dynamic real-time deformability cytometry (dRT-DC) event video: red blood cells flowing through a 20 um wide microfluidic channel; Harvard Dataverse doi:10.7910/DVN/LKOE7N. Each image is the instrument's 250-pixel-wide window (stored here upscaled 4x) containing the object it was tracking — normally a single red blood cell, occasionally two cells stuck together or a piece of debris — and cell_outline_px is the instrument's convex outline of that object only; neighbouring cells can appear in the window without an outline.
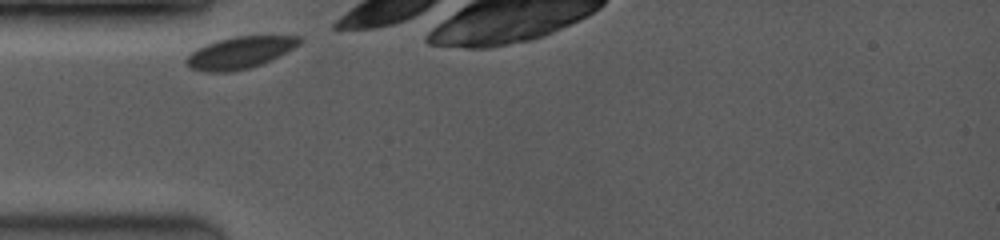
{"species": "common noctule bat (a hibernating species)", "species_latin": "Nyctalus noctula", "temperature_condition": "room temperature", "stored_images_in_passage": 13, "camera_frame_rate_fps": 3500, "um_per_image_px": 0.085, "animal": {"sex": "female", "body_mass_g": 19.0, "forearm_length_mm": 53.3}, "frame": {"image": 1, "passage_image": 1, "time_ms": 0.0, "image_size_px": [1000, 240], "cell_outline_px": [[300, 44], [280, 56], [272, 60], [248, 68], [232, 72], [204, 72], [192, 68], [184, 60], [196, 48], [204, 44], [236, 36], [300, 36]], "centroid_in_image_um": [20.38, 4.48], "position_along_channel_um": 64.6, "area_um2": 20.87}}
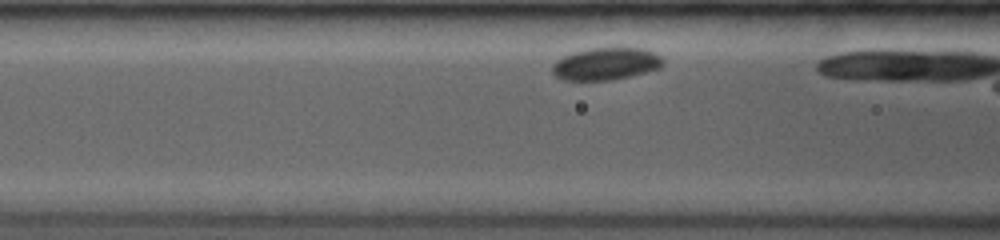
{"frame": {"image": 2, "passage_image": 4, "time_ms": 1.429, "image_size_px": [1000, 240], "cell_outline_px": [[664, 64], [660, 68], [648, 72], [612, 80], [564, 80], [556, 76], [552, 72], [552, 64], [556, 60], [564, 56], [588, 48], [644, 48], [660, 56], [664, 60]], "centroid_in_image_um": [51.52, 5.43], "position_along_channel_um": 115.1, "area_um2": 20.87}}